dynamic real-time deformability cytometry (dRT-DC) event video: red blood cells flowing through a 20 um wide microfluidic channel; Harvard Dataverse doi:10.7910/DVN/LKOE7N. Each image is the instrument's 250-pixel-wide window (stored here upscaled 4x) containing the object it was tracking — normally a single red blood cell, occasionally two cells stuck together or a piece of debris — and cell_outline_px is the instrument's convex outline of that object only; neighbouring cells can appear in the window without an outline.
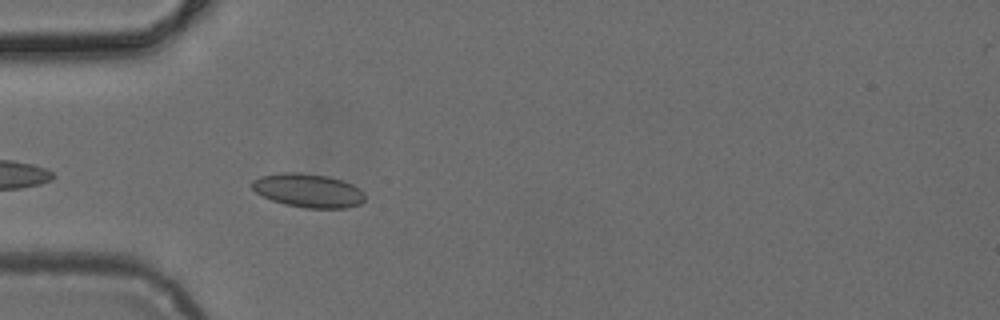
{"species": "common noctule bat (a hibernating species)", "species_latin": "Nyctalus noctula", "temperature_condition": "cold", "stored_images_in_passage": 6, "camera_frame_rate_fps": 3000, "um_per_image_px": 0.085, "animal": {"sex": "female", "body_mass_g": 24.6, "forearm_length_mm": 56.2}, "frame": {"image": 1, "passage_image": 3, "time_ms": 0.667, "image_size_px": [1000, 320], "cell_outline_px": [[364, 200], [360, 204], [348, 208], [304, 208], [284, 204], [272, 200], [256, 192], [252, 188], [252, 180], [260, 176], [284, 172], [292, 172], [328, 176], [344, 180], [352, 184], [364, 192]], "centroid_in_image_um": [26.21, 16.2], "position_along_channel_um": 58.8, "area_um2": 22.2}}